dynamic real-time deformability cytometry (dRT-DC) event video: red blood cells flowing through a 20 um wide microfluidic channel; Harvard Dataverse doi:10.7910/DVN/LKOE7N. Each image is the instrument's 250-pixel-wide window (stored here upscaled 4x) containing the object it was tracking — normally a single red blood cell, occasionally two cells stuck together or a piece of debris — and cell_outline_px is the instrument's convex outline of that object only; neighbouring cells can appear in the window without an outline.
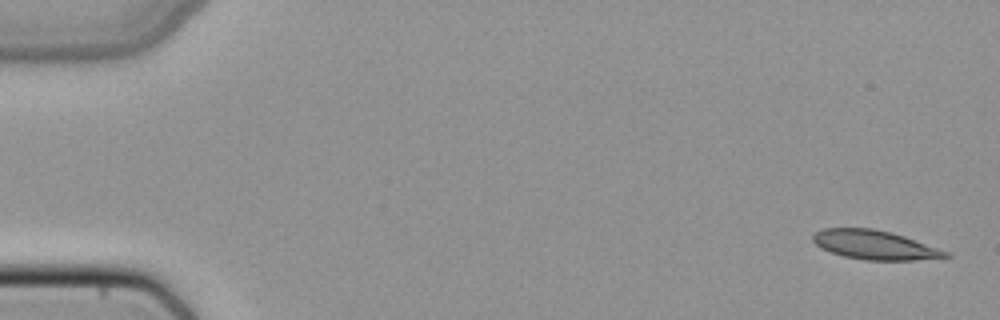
{"species": "common noctule bat (a hibernating species)", "species_latin": "Nyctalus noctula", "temperature_condition": "cold", "stored_images_in_passage": 49, "camera_frame_rate_fps": 3000, "um_per_image_px": 0.085, "animal": {"sex": "female", "body_mass_g": 22.7, "forearm_length_mm": 54.2}, "frame": {"image": 1, "passage_image": 1, "time_ms": 0.0, "image_size_px": [1000, 320], "cell_outline_px": [[952, 256], [916, 260], [864, 260], [844, 256], [820, 248], [812, 240], [812, 236], [816, 232], [824, 228], [872, 228], [892, 232], [904, 236], [948, 252]], "centroid_in_image_um": [74.32, 20.81], "position_along_channel_um": 10.7, "area_um2": 22.31}}
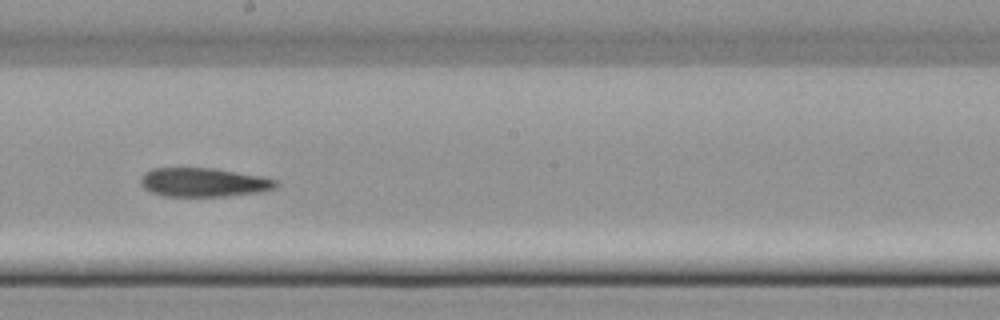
{"frame": {"image": 2, "passage_image": 28, "time_ms": 9.0, "image_size_px": [1000, 320], "cell_outline_px": [[280, 184], [276, 188], [260, 192], [228, 196], [164, 196], [152, 192], [144, 188], [140, 184], [140, 176], [144, 172], [152, 168], [212, 168], [260, 176], [276, 180]], "centroid_in_image_um": [17.29, 15.5], "position_along_channel_um": 230.9, "area_um2": 22.83}}
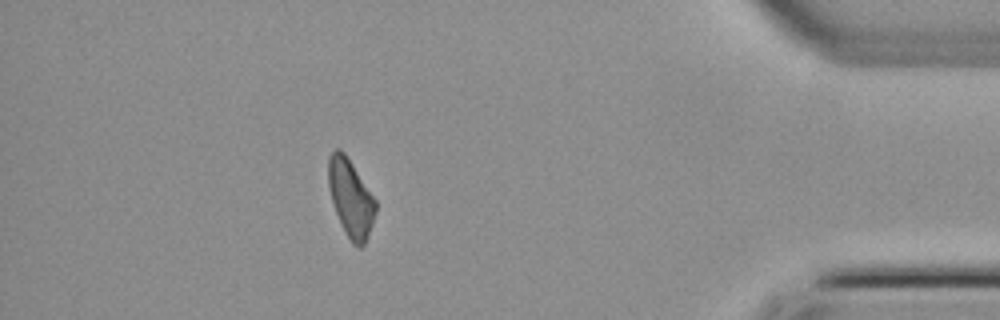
{"frame": {"image": 3, "passage_image": 44, "time_ms": 14.333, "image_size_px": [1000, 320], "cell_outline_px": [[376, 212], [368, 236], [364, 244], [360, 248], [356, 248], [352, 244], [336, 212], [328, 188], [328, 156], [336, 148], [340, 148], [344, 152], [376, 200]], "centroid_in_image_um": [29.8, 16.83], "position_along_channel_um": 405.4, "area_um2": 21.1}}